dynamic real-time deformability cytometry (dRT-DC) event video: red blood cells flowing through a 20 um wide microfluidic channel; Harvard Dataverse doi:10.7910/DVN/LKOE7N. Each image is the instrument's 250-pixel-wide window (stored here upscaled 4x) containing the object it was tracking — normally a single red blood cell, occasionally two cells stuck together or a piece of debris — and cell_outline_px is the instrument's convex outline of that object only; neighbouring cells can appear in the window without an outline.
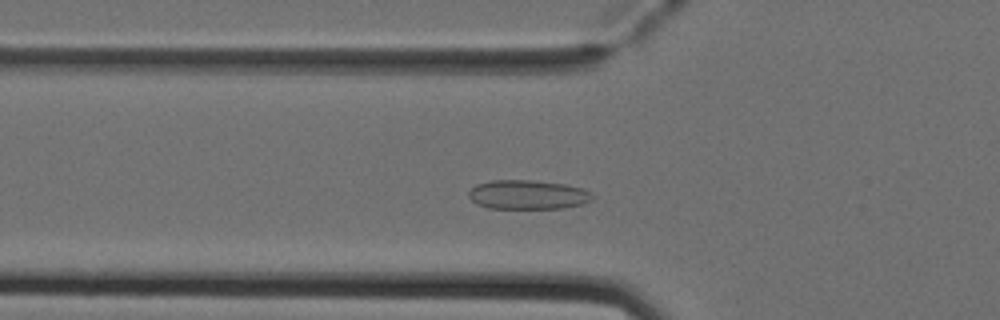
{"species": "Egyptian fruit bat (a non-hibernating species)", "species_latin": "Rousettus aegyptiacus", "temperature_condition": "cold", "stored_images_in_passage": 46, "camera_frame_rate_fps": 3000, "um_per_image_px": 0.085, "animal": {"sex": "female"}, "frame": {"image": 1, "passage_image": 12, "time_ms": 3.667, "image_size_px": [1000, 320], "cell_outline_px": [[596, 196], [592, 200], [584, 204], [564, 208], [488, 208], [476, 204], [468, 196], [468, 192], [476, 184], [492, 180], [532, 180], [564, 184], [584, 188], [592, 192]], "centroid_in_image_um": [44.91, 16.55], "position_along_channel_um": 80.9, "area_um2": 21.33}}
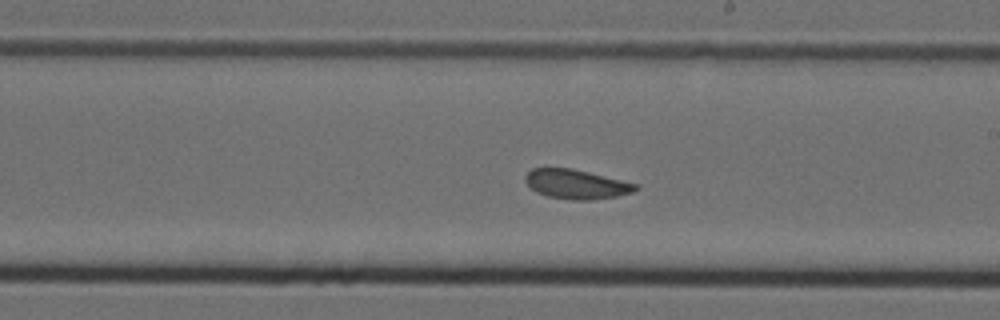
{"frame": {"image": 2, "passage_image": 24, "time_ms": 7.667, "image_size_px": [1000, 320], "cell_outline_px": [[640, 188], [632, 192], [616, 196], [592, 200], [572, 200], [548, 196], [536, 192], [524, 180], [524, 176], [532, 168], [572, 168], [636, 184]], "centroid_in_image_um": [48.96, 15.66], "position_along_channel_um": 240.0, "area_um2": 18.67}}
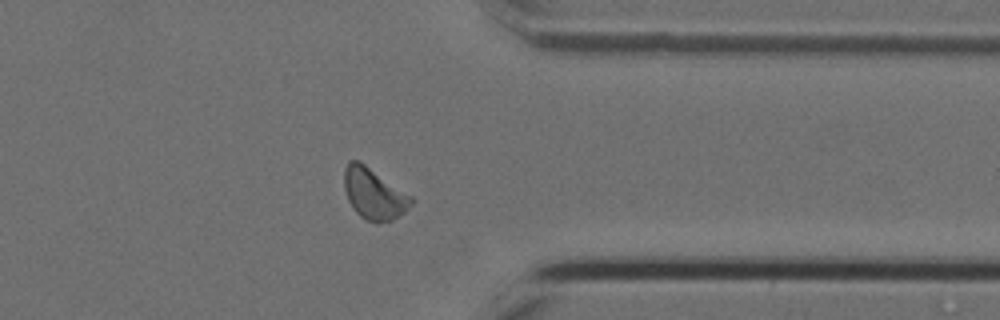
{"frame": {"image": 3, "passage_image": 35, "time_ms": 11.333, "image_size_px": [1000, 320], "cell_outline_px": [[412, 204], [404, 212], [392, 220], [376, 224], [364, 220], [352, 208], [348, 200], [344, 188], [344, 168], [348, 160], [360, 160], [412, 196]], "centroid_in_image_um": [31.75, 16.47], "position_along_channel_um": 379.6, "area_um2": 20.23}, "authors_computed_cell_mechanics": {"area_um2": 19.3052, "velocity_mm_per_s": 3.9737, "shape_relaxation_time_tau1_ms": 5.2576, "shape_relaxation_time_tau2_ms": 2.3967, "deformation_change_tau1": 0.0787, "deformation_change_tau2": 0.0606}}